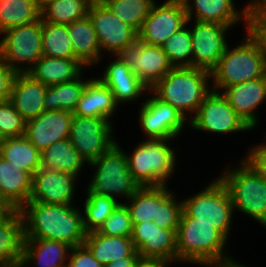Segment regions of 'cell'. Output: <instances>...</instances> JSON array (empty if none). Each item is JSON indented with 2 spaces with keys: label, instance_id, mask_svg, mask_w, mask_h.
<instances>
[{
  "label": "cell",
  "instance_id": "6da1fadb",
  "mask_svg": "<svg viewBox=\"0 0 266 267\" xmlns=\"http://www.w3.org/2000/svg\"><path fill=\"white\" fill-rule=\"evenodd\" d=\"M20 212L24 219L25 238L58 240L71 247L84 244L83 213L72 205L28 201Z\"/></svg>",
  "mask_w": 266,
  "mask_h": 267
},
{
  "label": "cell",
  "instance_id": "7a4b0ae2",
  "mask_svg": "<svg viewBox=\"0 0 266 267\" xmlns=\"http://www.w3.org/2000/svg\"><path fill=\"white\" fill-rule=\"evenodd\" d=\"M176 240L179 262L219 267L233 260L223 253L227 238L211 224L196 222V218L188 216L183 210Z\"/></svg>",
  "mask_w": 266,
  "mask_h": 267
},
{
  "label": "cell",
  "instance_id": "3957f363",
  "mask_svg": "<svg viewBox=\"0 0 266 267\" xmlns=\"http://www.w3.org/2000/svg\"><path fill=\"white\" fill-rule=\"evenodd\" d=\"M208 78H211V73L203 69L173 67L150 88V91L184 116L186 113L195 112L196 114L205 97L212 90L208 84Z\"/></svg>",
  "mask_w": 266,
  "mask_h": 267
},
{
  "label": "cell",
  "instance_id": "277c9868",
  "mask_svg": "<svg viewBox=\"0 0 266 267\" xmlns=\"http://www.w3.org/2000/svg\"><path fill=\"white\" fill-rule=\"evenodd\" d=\"M247 37L241 45L225 52L211 71L213 90L261 78L264 72V54L259 39L247 28Z\"/></svg>",
  "mask_w": 266,
  "mask_h": 267
},
{
  "label": "cell",
  "instance_id": "5b68a950",
  "mask_svg": "<svg viewBox=\"0 0 266 267\" xmlns=\"http://www.w3.org/2000/svg\"><path fill=\"white\" fill-rule=\"evenodd\" d=\"M168 141L171 140H143L132 155H126L129 170L140 187L167 185L176 166V154Z\"/></svg>",
  "mask_w": 266,
  "mask_h": 267
},
{
  "label": "cell",
  "instance_id": "8992f818",
  "mask_svg": "<svg viewBox=\"0 0 266 267\" xmlns=\"http://www.w3.org/2000/svg\"><path fill=\"white\" fill-rule=\"evenodd\" d=\"M114 144L98 159L88 163L95 168L86 193H96L117 199L116 195L128 200L139 188L129 170L127 154Z\"/></svg>",
  "mask_w": 266,
  "mask_h": 267
},
{
  "label": "cell",
  "instance_id": "52a82bcc",
  "mask_svg": "<svg viewBox=\"0 0 266 267\" xmlns=\"http://www.w3.org/2000/svg\"><path fill=\"white\" fill-rule=\"evenodd\" d=\"M219 179L230 194L234 212L237 209L266 228V180L244 160L236 169L227 168Z\"/></svg>",
  "mask_w": 266,
  "mask_h": 267
},
{
  "label": "cell",
  "instance_id": "ba28073f",
  "mask_svg": "<svg viewBox=\"0 0 266 267\" xmlns=\"http://www.w3.org/2000/svg\"><path fill=\"white\" fill-rule=\"evenodd\" d=\"M182 210L196 222H205L229 239L233 202L226 186L219 178L201 192L182 201Z\"/></svg>",
  "mask_w": 266,
  "mask_h": 267
},
{
  "label": "cell",
  "instance_id": "9c48e42d",
  "mask_svg": "<svg viewBox=\"0 0 266 267\" xmlns=\"http://www.w3.org/2000/svg\"><path fill=\"white\" fill-rule=\"evenodd\" d=\"M1 34L4 36L0 40V58L17 73L28 72L43 56L41 18ZM24 62L27 63V67L21 66Z\"/></svg>",
  "mask_w": 266,
  "mask_h": 267
},
{
  "label": "cell",
  "instance_id": "30bf717a",
  "mask_svg": "<svg viewBox=\"0 0 266 267\" xmlns=\"http://www.w3.org/2000/svg\"><path fill=\"white\" fill-rule=\"evenodd\" d=\"M188 124L192 129L226 134L253 130L229 105L221 90H211Z\"/></svg>",
  "mask_w": 266,
  "mask_h": 267
},
{
  "label": "cell",
  "instance_id": "8fae6325",
  "mask_svg": "<svg viewBox=\"0 0 266 267\" xmlns=\"http://www.w3.org/2000/svg\"><path fill=\"white\" fill-rule=\"evenodd\" d=\"M112 127V123L107 119L73 114L69 140L88 164L117 143L111 136Z\"/></svg>",
  "mask_w": 266,
  "mask_h": 267
},
{
  "label": "cell",
  "instance_id": "7c38bea8",
  "mask_svg": "<svg viewBox=\"0 0 266 267\" xmlns=\"http://www.w3.org/2000/svg\"><path fill=\"white\" fill-rule=\"evenodd\" d=\"M116 57L149 88L173 68L161 46L147 45L139 38L127 44Z\"/></svg>",
  "mask_w": 266,
  "mask_h": 267
},
{
  "label": "cell",
  "instance_id": "4fadbf2b",
  "mask_svg": "<svg viewBox=\"0 0 266 267\" xmlns=\"http://www.w3.org/2000/svg\"><path fill=\"white\" fill-rule=\"evenodd\" d=\"M185 24L188 21L182 0H166L160 6L154 3L138 32V38L147 45L161 46Z\"/></svg>",
  "mask_w": 266,
  "mask_h": 267
},
{
  "label": "cell",
  "instance_id": "5bb4252c",
  "mask_svg": "<svg viewBox=\"0 0 266 267\" xmlns=\"http://www.w3.org/2000/svg\"><path fill=\"white\" fill-rule=\"evenodd\" d=\"M191 29L192 38V67L211 71L228 46L225 33L230 28L215 22H201L195 20Z\"/></svg>",
  "mask_w": 266,
  "mask_h": 267
},
{
  "label": "cell",
  "instance_id": "9a60e30c",
  "mask_svg": "<svg viewBox=\"0 0 266 267\" xmlns=\"http://www.w3.org/2000/svg\"><path fill=\"white\" fill-rule=\"evenodd\" d=\"M139 112V123L147 139L173 140L181 134L188 119L155 95L143 102Z\"/></svg>",
  "mask_w": 266,
  "mask_h": 267
},
{
  "label": "cell",
  "instance_id": "2e32d148",
  "mask_svg": "<svg viewBox=\"0 0 266 267\" xmlns=\"http://www.w3.org/2000/svg\"><path fill=\"white\" fill-rule=\"evenodd\" d=\"M177 231L158 227L154 221L133 225L131 240L140 259L177 262Z\"/></svg>",
  "mask_w": 266,
  "mask_h": 267
},
{
  "label": "cell",
  "instance_id": "e0dca14e",
  "mask_svg": "<svg viewBox=\"0 0 266 267\" xmlns=\"http://www.w3.org/2000/svg\"><path fill=\"white\" fill-rule=\"evenodd\" d=\"M88 16L92 20L100 49L114 56L138 38V32L122 22L105 4H90Z\"/></svg>",
  "mask_w": 266,
  "mask_h": 267
},
{
  "label": "cell",
  "instance_id": "ac0fdd59",
  "mask_svg": "<svg viewBox=\"0 0 266 267\" xmlns=\"http://www.w3.org/2000/svg\"><path fill=\"white\" fill-rule=\"evenodd\" d=\"M77 177L57 170L40 168L32 175L29 201L73 205Z\"/></svg>",
  "mask_w": 266,
  "mask_h": 267
},
{
  "label": "cell",
  "instance_id": "d6986e66",
  "mask_svg": "<svg viewBox=\"0 0 266 267\" xmlns=\"http://www.w3.org/2000/svg\"><path fill=\"white\" fill-rule=\"evenodd\" d=\"M73 113L63 110L44 111L26 122L25 137L40 151L69 138Z\"/></svg>",
  "mask_w": 266,
  "mask_h": 267
},
{
  "label": "cell",
  "instance_id": "ffe728a7",
  "mask_svg": "<svg viewBox=\"0 0 266 267\" xmlns=\"http://www.w3.org/2000/svg\"><path fill=\"white\" fill-rule=\"evenodd\" d=\"M221 91L229 105L252 128L257 125L258 106L266 100V76L228 86Z\"/></svg>",
  "mask_w": 266,
  "mask_h": 267
},
{
  "label": "cell",
  "instance_id": "44dd1931",
  "mask_svg": "<svg viewBox=\"0 0 266 267\" xmlns=\"http://www.w3.org/2000/svg\"><path fill=\"white\" fill-rule=\"evenodd\" d=\"M47 86L35 80L27 72L15 76L10 102L14 109L27 122L45 111L43 99Z\"/></svg>",
  "mask_w": 266,
  "mask_h": 267
},
{
  "label": "cell",
  "instance_id": "7402d4cb",
  "mask_svg": "<svg viewBox=\"0 0 266 267\" xmlns=\"http://www.w3.org/2000/svg\"><path fill=\"white\" fill-rule=\"evenodd\" d=\"M99 79L112 91L117 105L134 101L150 90L118 57L107 65L102 79Z\"/></svg>",
  "mask_w": 266,
  "mask_h": 267
},
{
  "label": "cell",
  "instance_id": "603a6c76",
  "mask_svg": "<svg viewBox=\"0 0 266 267\" xmlns=\"http://www.w3.org/2000/svg\"><path fill=\"white\" fill-rule=\"evenodd\" d=\"M71 248L58 240L25 238L20 267L32 264L31 261L38 267H67V254Z\"/></svg>",
  "mask_w": 266,
  "mask_h": 267
},
{
  "label": "cell",
  "instance_id": "cb8c5ba5",
  "mask_svg": "<svg viewBox=\"0 0 266 267\" xmlns=\"http://www.w3.org/2000/svg\"><path fill=\"white\" fill-rule=\"evenodd\" d=\"M117 107L112 91L99 78H94L86 83L73 114L109 121Z\"/></svg>",
  "mask_w": 266,
  "mask_h": 267
},
{
  "label": "cell",
  "instance_id": "d4e9b609",
  "mask_svg": "<svg viewBox=\"0 0 266 267\" xmlns=\"http://www.w3.org/2000/svg\"><path fill=\"white\" fill-rule=\"evenodd\" d=\"M85 67L78 59H63L43 55L27 72L46 86H54L75 80Z\"/></svg>",
  "mask_w": 266,
  "mask_h": 267
},
{
  "label": "cell",
  "instance_id": "484cf974",
  "mask_svg": "<svg viewBox=\"0 0 266 267\" xmlns=\"http://www.w3.org/2000/svg\"><path fill=\"white\" fill-rule=\"evenodd\" d=\"M182 1L188 22L193 19L192 15H195L197 21L215 22L229 27L244 20L242 13L236 10L233 0H193V3L191 0Z\"/></svg>",
  "mask_w": 266,
  "mask_h": 267
},
{
  "label": "cell",
  "instance_id": "4316f807",
  "mask_svg": "<svg viewBox=\"0 0 266 267\" xmlns=\"http://www.w3.org/2000/svg\"><path fill=\"white\" fill-rule=\"evenodd\" d=\"M31 187L32 175L0 155V191L4 198L20 210L29 201Z\"/></svg>",
  "mask_w": 266,
  "mask_h": 267
},
{
  "label": "cell",
  "instance_id": "83f0119b",
  "mask_svg": "<svg viewBox=\"0 0 266 267\" xmlns=\"http://www.w3.org/2000/svg\"><path fill=\"white\" fill-rule=\"evenodd\" d=\"M84 245L103 266L116 259L139 257L131 237L107 236L92 231L86 234Z\"/></svg>",
  "mask_w": 266,
  "mask_h": 267
},
{
  "label": "cell",
  "instance_id": "f1b7e54d",
  "mask_svg": "<svg viewBox=\"0 0 266 267\" xmlns=\"http://www.w3.org/2000/svg\"><path fill=\"white\" fill-rule=\"evenodd\" d=\"M24 240V219L18 209L0 225V264L3 267H20Z\"/></svg>",
  "mask_w": 266,
  "mask_h": 267
},
{
  "label": "cell",
  "instance_id": "f546056e",
  "mask_svg": "<svg viewBox=\"0 0 266 267\" xmlns=\"http://www.w3.org/2000/svg\"><path fill=\"white\" fill-rule=\"evenodd\" d=\"M67 26L75 57L85 67L99 62L101 49L90 17L86 15Z\"/></svg>",
  "mask_w": 266,
  "mask_h": 267
},
{
  "label": "cell",
  "instance_id": "4dcf8cb0",
  "mask_svg": "<svg viewBox=\"0 0 266 267\" xmlns=\"http://www.w3.org/2000/svg\"><path fill=\"white\" fill-rule=\"evenodd\" d=\"M85 160L74 148L69 138L59 140L41 152V167L78 176Z\"/></svg>",
  "mask_w": 266,
  "mask_h": 267
},
{
  "label": "cell",
  "instance_id": "1f68e13d",
  "mask_svg": "<svg viewBox=\"0 0 266 267\" xmlns=\"http://www.w3.org/2000/svg\"><path fill=\"white\" fill-rule=\"evenodd\" d=\"M0 155L31 175L41 167V152L25 136L5 138Z\"/></svg>",
  "mask_w": 266,
  "mask_h": 267
},
{
  "label": "cell",
  "instance_id": "d6a6232c",
  "mask_svg": "<svg viewBox=\"0 0 266 267\" xmlns=\"http://www.w3.org/2000/svg\"><path fill=\"white\" fill-rule=\"evenodd\" d=\"M82 74L75 80L54 86H47L43 99L45 111L63 110L74 113L88 81Z\"/></svg>",
  "mask_w": 266,
  "mask_h": 267
},
{
  "label": "cell",
  "instance_id": "836d02e7",
  "mask_svg": "<svg viewBox=\"0 0 266 267\" xmlns=\"http://www.w3.org/2000/svg\"><path fill=\"white\" fill-rule=\"evenodd\" d=\"M39 19L40 8L36 0H0V35Z\"/></svg>",
  "mask_w": 266,
  "mask_h": 267
},
{
  "label": "cell",
  "instance_id": "e575fe53",
  "mask_svg": "<svg viewBox=\"0 0 266 267\" xmlns=\"http://www.w3.org/2000/svg\"><path fill=\"white\" fill-rule=\"evenodd\" d=\"M68 26L42 21V54L63 59H77L74 55Z\"/></svg>",
  "mask_w": 266,
  "mask_h": 267
},
{
  "label": "cell",
  "instance_id": "d590c367",
  "mask_svg": "<svg viewBox=\"0 0 266 267\" xmlns=\"http://www.w3.org/2000/svg\"><path fill=\"white\" fill-rule=\"evenodd\" d=\"M128 208L132 224L155 221L160 205V186L140 187L129 199Z\"/></svg>",
  "mask_w": 266,
  "mask_h": 267
},
{
  "label": "cell",
  "instance_id": "8d00e7d4",
  "mask_svg": "<svg viewBox=\"0 0 266 267\" xmlns=\"http://www.w3.org/2000/svg\"><path fill=\"white\" fill-rule=\"evenodd\" d=\"M88 0H56L40 10L41 21L68 25L88 15Z\"/></svg>",
  "mask_w": 266,
  "mask_h": 267
},
{
  "label": "cell",
  "instance_id": "74e56055",
  "mask_svg": "<svg viewBox=\"0 0 266 267\" xmlns=\"http://www.w3.org/2000/svg\"><path fill=\"white\" fill-rule=\"evenodd\" d=\"M84 201L83 223L85 231H97L104 221L113 213L116 207L122 203L117 199L99 195L96 193H87Z\"/></svg>",
  "mask_w": 266,
  "mask_h": 267
},
{
  "label": "cell",
  "instance_id": "f35d334b",
  "mask_svg": "<svg viewBox=\"0 0 266 267\" xmlns=\"http://www.w3.org/2000/svg\"><path fill=\"white\" fill-rule=\"evenodd\" d=\"M155 0H107L104 4L122 22L140 31Z\"/></svg>",
  "mask_w": 266,
  "mask_h": 267
},
{
  "label": "cell",
  "instance_id": "ab89813d",
  "mask_svg": "<svg viewBox=\"0 0 266 267\" xmlns=\"http://www.w3.org/2000/svg\"><path fill=\"white\" fill-rule=\"evenodd\" d=\"M185 27L186 24L161 45L173 67H192L191 32Z\"/></svg>",
  "mask_w": 266,
  "mask_h": 267
},
{
  "label": "cell",
  "instance_id": "60d3db41",
  "mask_svg": "<svg viewBox=\"0 0 266 267\" xmlns=\"http://www.w3.org/2000/svg\"><path fill=\"white\" fill-rule=\"evenodd\" d=\"M167 186H160V205L157 207L154 223L158 227L177 231L182 213V201H176L175 195L167 189Z\"/></svg>",
  "mask_w": 266,
  "mask_h": 267
},
{
  "label": "cell",
  "instance_id": "b9f144b4",
  "mask_svg": "<svg viewBox=\"0 0 266 267\" xmlns=\"http://www.w3.org/2000/svg\"><path fill=\"white\" fill-rule=\"evenodd\" d=\"M97 232L107 236L131 237L133 224L126 205L120 203L113 213L99 227Z\"/></svg>",
  "mask_w": 266,
  "mask_h": 267
},
{
  "label": "cell",
  "instance_id": "7bdbcfd3",
  "mask_svg": "<svg viewBox=\"0 0 266 267\" xmlns=\"http://www.w3.org/2000/svg\"><path fill=\"white\" fill-rule=\"evenodd\" d=\"M25 127L26 121L10 101L0 103V134L4 138L24 136Z\"/></svg>",
  "mask_w": 266,
  "mask_h": 267
},
{
  "label": "cell",
  "instance_id": "ee69618b",
  "mask_svg": "<svg viewBox=\"0 0 266 267\" xmlns=\"http://www.w3.org/2000/svg\"><path fill=\"white\" fill-rule=\"evenodd\" d=\"M67 267H104L83 244L71 248Z\"/></svg>",
  "mask_w": 266,
  "mask_h": 267
},
{
  "label": "cell",
  "instance_id": "f6af8a7d",
  "mask_svg": "<svg viewBox=\"0 0 266 267\" xmlns=\"http://www.w3.org/2000/svg\"><path fill=\"white\" fill-rule=\"evenodd\" d=\"M242 10L246 28L266 22V0H252Z\"/></svg>",
  "mask_w": 266,
  "mask_h": 267
},
{
  "label": "cell",
  "instance_id": "bcb514c9",
  "mask_svg": "<svg viewBox=\"0 0 266 267\" xmlns=\"http://www.w3.org/2000/svg\"><path fill=\"white\" fill-rule=\"evenodd\" d=\"M244 161L252 168L262 179L266 180V143L254 146L245 156Z\"/></svg>",
  "mask_w": 266,
  "mask_h": 267
},
{
  "label": "cell",
  "instance_id": "7dc6e473",
  "mask_svg": "<svg viewBox=\"0 0 266 267\" xmlns=\"http://www.w3.org/2000/svg\"><path fill=\"white\" fill-rule=\"evenodd\" d=\"M16 75L17 72L0 58V103L10 101Z\"/></svg>",
  "mask_w": 266,
  "mask_h": 267
},
{
  "label": "cell",
  "instance_id": "c3c4849f",
  "mask_svg": "<svg viewBox=\"0 0 266 267\" xmlns=\"http://www.w3.org/2000/svg\"><path fill=\"white\" fill-rule=\"evenodd\" d=\"M260 41L264 54V72L266 76V22L248 28Z\"/></svg>",
  "mask_w": 266,
  "mask_h": 267
},
{
  "label": "cell",
  "instance_id": "681fc988",
  "mask_svg": "<svg viewBox=\"0 0 266 267\" xmlns=\"http://www.w3.org/2000/svg\"><path fill=\"white\" fill-rule=\"evenodd\" d=\"M17 210L10 202H0V225L5 223Z\"/></svg>",
  "mask_w": 266,
  "mask_h": 267
},
{
  "label": "cell",
  "instance_id": "f907efd6",
  "mask_svg": "<svg viewBox=\"0 0 266 267\" xmlns=\"http://www.w3.org/2000/svg\"><path fill=\"white\" fill-rule=\"evenodd\" d=\"M140 257H124L107 263L104 267H134Z\"/></svg>",
  "mask_w": 266,
  "mask_h": 267
},
{
  "label": "cell",
  "instance_id": "816d5d0a",
  "mask_svg": "<svg viewBox=\"0 0 266 267\" xmlns=\"http://www.w3.org/2000/svg\"><path fill=\"white\" fill-rule=\"evenodd\" d=\"M169 264L163 260L139 259L134 267H168Z\"/></svg>",
  "mask_w": 266,
  "mask_h": 267
},
{
  "label": "cell",
  "instance_id": "f5cc1de1",
  "mask_svg": "<svg viewBox=\"0 0 266 267\" xmlns=\"http://www.w3.org/2000/svg\"><path fill=\"white\" fill-rule=\"evenodd\" d=\"M219 267H246V266H244L242 264H239L234 260H231V261H228V262H226L225 264H223V265H221Z\"/></svg>",
  "mask_w": 266,
  "mask_h": 267
},
{
  "label": "cell",
  "instance_id": "db71d44e",
  "mask_svg": "<svg viewBox=\"0 0 266 267\" xmlns=\"http://www.w3.org/2000/svg\"><path fill=\"white\" fill-rule=\"evenodd\" d=\"M36 1H37V4L41 10L45 5H47L53 1H56V0H36Z\"/></svg>",
  "mask_w": 266,
  "mask_h": 267
},
{
  "label": "cell",
  "instance_id": "11a10c76",
  "mask_svg": "<svg viewBox=\"0 0 266 267\" xmlns=\"http://www.w3.org/2000/svg\"><path fill=\"white\" fill-rule=\"evenodd\" d=\"M90 4H104L107 0H88Z\"/></svg>",
  "mask_w": 266,
  "mask_h": 267
},
{
  "label": "cell",
  "instance_id": "9f6ffc18",
  "mask_svg": "<svg viewBox=\"0 0 266 267\" xmlns=\"http://www.w3.org/2000/svg\"><path fill=\"white\" fill-rule=\"evenodd\" d=\"M0 202H9L4 198V196L1 193V191H0Z\"/></svg>",
  "mask_w": 266,
  "mask_h": 267
},
{
  "label": "cell",
  "instance_id": "6f0895ef",
  "mask_svg": "<svg viewBox=\"0 0 266 267\" xmlns=\"http://www.w3.org/2000/svg\"><path fill=\"white\" fill-rule=\"evenodd\" d=\"M4 139L5 138L0 134V149H1V146L3 145Z\"/></svg>",
  "mask_w": 266,
  "mask_h": 267
}]
</instances>
